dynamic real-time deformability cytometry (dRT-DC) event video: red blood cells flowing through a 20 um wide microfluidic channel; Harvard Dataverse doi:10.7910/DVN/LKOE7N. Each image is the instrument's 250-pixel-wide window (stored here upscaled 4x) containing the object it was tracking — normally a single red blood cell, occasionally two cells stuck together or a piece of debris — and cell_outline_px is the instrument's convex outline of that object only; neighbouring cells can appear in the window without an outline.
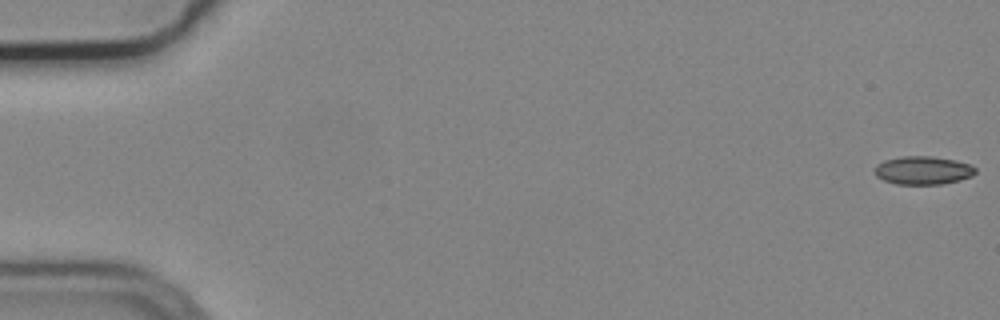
{"species": "common noctule bat (a hibernating species)", "species_latin": "Nyctalus noctula", "temperature_condition": "cold", "stored_images_in_passage": 6, "camera_frame_rate_fps": 3000, "um_per_image_px": 0.085, "animal": {"sex": "male", "body_mass_g": 19.2, "forearm_length_mm": 51.8}, "frame": {"image": 1, "passage_image": 1, "time_ms": 0.0, "image_size_px": [1000, 320], "cell_outline_px": [[976, 172], [972, 176], [960, 180], [940, 184], [896, 184], [884, 180], [876, 176], [876, 164], [884, 160], [900, 156], [932, 156], [956, 160], [968, 164], [976, 168]], "centroid_in_image_um": [78.46, 14.47], "position_along_channel_um": 6.5, "area_um2": 16.59}}